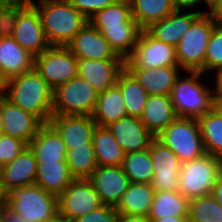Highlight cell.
<instances>
[{
	"label": "cell",
	"mask_w": 222,
	"mask_h": 222,
	"mask_svg": "<svg viewBox=\"0 0 222 222\" xmlns=\"http://www.w3.org/2000/svg\"><path fill=\"white\" fill-rule=\"evenodd\" d=\"M36 8L50 46H67L74 36L89 22L67 0H37Z\"/></svg>",
	"instance_id": "3"
},
{
	"label": "cell",
	"mask_w": 222,
	"mask_h": 222,
	"mask_svg": "<svg viewBox=\"0 0 222 222\" xmlns=\"http://www.w3.org/2000/svg\"><path fill=\"white\" fill-rule=\"evenodd\" d=\"M189 200L179 191H155L148 219L188 217Z\"/></svg>",
	"instance_id": "31"
},
{
	"label": "cell",
	"mask_w": 222,
	"mask_h": 222,
	"mask_svg": "<svg viewBox=\"0 0 222 222\" xmlns=\"http://www.w3.org/2000/svg\"><path fill=\"white\" fill-rule=\"evenodd\" d=\"M214 108L221 114L222 116V100L214 101Z\"/></svg>",
	"instance_id": "51"
},
{
	"label": "cell",
	"mask_w": 222,
	"mask_h": 222,
	"mask_svg": "<svg viewBox=\"0 0 222 222\" xmlns=\"http://www.w3.org/2000/svg\"><path fill=\"white\" fill-rule=\"evenodd\" d=\"M213 72L217 73L215 76L216 80L215 79L212 80L213 82L216 83L214 88L212 89L213 98H214V101L222 100V68Z\"/></svg>",
	"instance_id": "44"
},
{
	"label": "cell",
	"mask_w": 222,
	"mask_h": 222,
	"mask_svg": "<svg viewBox=\"0 0 222 222\" xmlns=\"http://www.w3.org/2000/svg\"><path fill=\"white\" fill-rule=\"evenodd\" d=\"M34 69L52 90L78 76L77 58L65 46H50L36 55Z\"/></svg>",
	"instance_id": "10"
},
{
	"label": "cell",
	"mask_w": 222,
	"mask_h": 222,
	"mask_svg": "<svg viewBox=\"0 0 222 222\" xmlns=\"http://www.w3.org/2000/svg\"><path fill=\"white\" fill-rule=\"evenodd\" d=\"M0 222H31L29 220H24L18 215H14L6 207L0 211Z\"/></svg>",
	"instance_id": "45"
},
{
	"label": "cell",
	"mask_w": 222,
	"mask_h": 222,
	"mask_svg": "<svg viewBox=\"0 0 222 222\" xmlns=\"http://www.w3.org/2000/svg\"><path fill=\"white\" fill-rule=\"evenodd\" d=\"M77 59L105 60L123 58L117 55L101 32L89 22L66 46Z\"/></svg>",
	"instance_id": "20"
},
{
	"label": "cell",
	"mask_w": 222,
	"mask_h": 222,
	"mask_svg": "<svg viewBox=\"0 0 222 222\" xmlns=\"http://www.w3.org/2000/svg\"><path fill=\"white\" fill-rule=\"evenodd\" d=\"M118 214L115 207L102 205L73 222H117Z\"/></svg>",
	"instance_id": "41"
},
{
	"label": "cell",
	"mask_w": 222,
	"mask_h": 222,
	"mask_svg": "<svg viewBox=\"0 0 222 222\" xmlns=\"http://www.w3.org/2000/svg\"><path fill=\"white\" fill-rule=\"evenodd\" d=\"M96 29L101 32L114 52L124 59L132 53L142 30L132 16L123 23V27Z\"/></svg>",
	"instance_id": "30"
},
{
	"label": "cell",
	"mask_w": 222,
	"mask_h": 222,
	"mask_svg": "<svg viewBox=\"0 0 222 222\" xmlns=\"http://www.w3.org/2000/svg\"><path fill=\"white\" fill-rule=\"evenodd\" d=\"M2 127H3V121H2V115L0 112V134L2 133Z\"/></svg>",
	"instance_id": "55"
},
{
	"label": "cell",
	"mask_w": 222,
	"mask_h": 222,
	"mask_svg": "<svg viewBox=\"0 0 222 222\" xmlns=\"http://www.w3.org/2000/svg\"><path fill=\"white\" fill-rule=\"evenodd\" d=\"M124 69V58L77 59L78 76L86 80L98 93L114 86Z\"/></svg>",
	"instance_id": "15"
},
{
	"label": "cell",
	"mask_w": 222,
	"mask_h": 222,
	"mask_svg": "<svg viewBox=\"0 0 222 222\" xmlns=\"http://www.w3.org/2000/svg\"><path fill=\"white\" fill-rule=\"evenodd\" d=\"M188 221L222 222V205L212 194L189 200Z\"/></svg>",
	"instance_id": "38"
},
{
	"label": "cell",
	"mask_w": 222,
	"mask_h": 222,
	"mask_svg": "<svg viewBox=\"0 0 222 222\" xmlns=\"http://www.w3.org/2000/svg\"><path fill=\"white\" fill-rule=\"evenodd\" d=\"M106 127L111 131L125 154L148 149L151 141L155 138L138 117L125 116Z\"/></svg>",
	"instance_id": "21"
},
{
	"label": "cell",
	"mask_w": 222,
	"mask_h": 222,
	"mask_svg": "<svg viewBox=\"0 0 222 222\" xmlns=\"http://www.w3.org/2000/svg\"><path fill=\"white\" fill-rule=\"evenodd\" d=\"M173 6L175 10H188L189 8L192 9L193 7L196 8L198 4H206L205 0H172Z\"/></svg>",
	"instance_id": "43"
},
{
	"label": "cell",
	"mask_w": 222,
	"mask_h": 222,
	"mask_svg": "<svg viewBox=\"0 0 222 222\" xmlns=\"http://www.w3.org/2000/svg\"><path fill=\"white\" fill-rule=\"evenodd\" d=\"M211 194L222 205V174L219 176Z\"/></svg>",
	"instance_id": "47"
},
{
	"label": "cell",
	"mask_w": 222,
	"mask_h": 222,
	"mask_svg": "<svg viewBox=\"0 0 222 222\" xmlns=\"http://www.w3.org/2000/svg\"><path fill=\"white\" fill-rule=\"evenodd\" d=\"M116 85L124 98L127 116L141 118L149 96L145 89L126 68L119 74Z\"/></svg>",
	"instance_id": "32"
},
{
	"label": "cell",
	"mask_w": 222,
	"mask_h": 222,
	"mask_svg": "<svg viewBox=\"0 0 222 222\" xmlns=\"http://www.w3.org/2000/svg\"><path fill=\"white\" fill-rule=\"evenodd\" d=\"M153 222H188V217L169 216L156 219Z\"/></svg>",
	"instance_id": "48"
},
{
	"label": "cell",
	"mask_w": 222,
	"mask_h": 222,
	"mask_svg": "<svg viewBox=\"0 0 222 222\" xmlns=\"http://www.w3.org/2000/svg\"><path fill=\"white\" fill-rule=\"evenodd\" d=\"M0 112L2 115V134L12 136L29 145L44 123L30 112L13 104L4 95L0 96Z\"/></svg>",
	"instance_id": "14"
},
{
	"label": "cell",
	"mask_w": 222,
	"mask_h": 222,
	"mask_svg": "<svg viewBox=\"0 0 222 222\" xmlns=\"http://www.w3.org/2000/svg\"><path fill=\"white\" fill-rule=\"evenodd\" d=\"M103 204L89 179H73L58 196V215L73 222Z\"/></svg>",
	"instance_id": "12"
},
{
	"label": "cell",
	"mask_w": 222,
	"mask_h": 222,
	"mask_svg": "<svg viewBox=\"0 0 222 222\" xmlns=\"http://www.w3.org/2000/svg\"><path fill=\"white\" fill-rule=\"evenodd\" d=\"M34 57L0 26V76L5 82L33 69Z\"/></svg>",
	"instance_id": "17"
},
{
	"label": "cell",
	"mask_w": 222,
	"mask_h": 222,
	"mask_svg": "<svg viewBox=\"0 0 222 222\" xmlns=\"http://www.w3.org/2000/svg\"><path fill=\"white\" fill-rule=\"evenodd\" d=\"M28 146L34 152L37 162L66 161V145L49 123L39 129Z\"/></svg>",
	"instance_id": "25"
},
{
	"label": "cell",
	"mask_w": 222,
	"mask_h": 222,
	"mask_svg": "<svg viewBox=\"0 0 222 222\" xmlns=\"http://www.w3.org/2000/svg\"><path fill=\"white\" fill-rule=\"evenodd\" d=\"M117 222H151L146 216L118 214Z\"/></svg>",
	"instance_id": "46"
},
{
	"label": "cell",
	"mask_w": 222,
	"mask_h": 222,
	"mask_svg": "<svg viewBox=\"0 0 222 222\" xmlns=\"http://www.w3.org/2000/svg\"><path fill=\"white\" fill-rule=\"evenodd\" d=\"M0 26L32 55L50 47L36 8L20 0H0Z\"/></svg>",
	"instance_id": "1"
},
{
	"label": "cell",
	"mask_w": 222,
	"mask_h": 222,
	"mask_svg": "<svg viewBox=\"0 0 222 222\" xmlns=\"http://www.w3.org/2000/svg\"><path fill=\"white\" fill-rule=\"evenodd\" d=\"M37 160L27 146L11 162L0 168V189L6 194L12 188L35 184Z\"/></svg>",
	"instance_id": "19"
},
{
	"label": "cell",
	"mask_w": 222,
	"mask_h": 222,
	"mask_svg": "<svg viewBox=\"0 0 222 222\" xmlns=\"http://www.w3.org/2000/svg\"><path fill=\"white\" fill-rule=\"evenodd\" d=\"M92 144L97 166H122L125 153L107 127L94 128Z\"/></svg>",
	"instance_id": "29"
},
{
	"label": "cell",
	"mask_w": 222,
	"mask_h": 222,
	"mask_svg": "<svg viewBox=\"0 0 222 222\" xmlns=\"http://www.w3.org/2000/svg\"><path fill=\"white\" fill-rule=\"evenodd\" d=\"M163 66H179L176 48L141 30L135 48L125 59V68L155 69Z\"/></svg>",
	"instance_id": "11"
},
{
	"label": "cell",
	"mask_w": 222,
	"mask_h": 222,
	"mask_svg": "<svg viewBox=\"0 0 222 222\" xmlns=\"http://www.w3.org/2000/svg\"><path fill=\"white\" fill-rule=\"evenodd\" d=\"M5 207V194L0 189V211Z\"/></svg>",
	"instance_id": "52"
},
{
	"label": "cell",
	"mask_w": 222,
	"mask_h": 222,
	"mask_svg": "<svg viewBox=\"0 0 222 222\" xmlns=\"http://www.w3.org/2000/svg\"><path fill=\"white\" fill-rule=\"evenodd\" d=\"M217 23L211 13L201 15L181 38L176 46V57L182 70L202 72L204 76L206 48Z\"/></svg>",
	"instance_id": "7"
},
{
	"label": "cell",
	"mask_w": 222,
	"mask_h": 222,
	"mask_svg": "<svg viewBox=\"0 0 222 222\" xmlns=\"http://www.w3.org/2000/svg\"><path fill=\"white\" fill-rule=\"evenodd\" d=\"M177 117L170 95H149L141 121L156 137Z\"/></svg>",
	"instance_id": "24"
},
{
	"label": "cell",
	"mask_w": 222,
	"mask_h": 222,
	"mask_svg": "<svg viewBox=\"0 0 222 222\" xmlns=\"http://www.w3.org/2000/svg\"><path fill=\"white\" fill-rule=\"evenodd\" d=\"M131 16L129 0H118L116 3L108 5L106 8L95 13L88 20L95 28H115L123 27V23Z\"/></svg>",
	"instance_id": "37"
},
{
	"label": "cell",
	"mask_w": 222,
	"mask_h": 222,
	"mask_svg": "<svg viewBox=\"0 0 222 222\" xmlns=\"http://www.w3.org/2000/svg\"><path fill=\"white\" fill-rule=\"evenodd\" d=\"M206 8L209 7L208 11L211 13L212 9L221 1V0H205Z\"/></svg>",
	"instance_id": "50"
},
{
	"label": "cell",
	"mask_w": 222,
	"mask_h": 222,
	"mask_svg": "<svg viewBox=\"0 0 222 222\" xmlns=\"http://www.w3.org/2000/svg\"><path fill=\"white\" fill-rule=\"evenodd\" d=\"M132 17L145 30L175 11L172 0H129Z\"/></svg>",
	"instance_id": "33"
},
{
	"label": "cell",
	"mask_w": 222,
	"mask_h": 222,
	"mask_svg": "<svg viewBox=\"0 0 222 222\" xmlns=\"http://www.w3.org/2000/svg\"><path fill=\"white\" fill-rule=\"evenodd\" d=\"M5 207L31 222H46L58 215V196L36 184L12 188L5 194Z\"/></svg>",
	"instance_id": "5"
},
{
	"label": "cell",
	"mask_w": 222,
	"mask_h": 222,
	"mask_svg": "<svg viewBox=\"0 0 222 222\" xmlns=\"http://www.w3.org/2000/svg\"><path fill=\"white\" fill-rule=\"evenodd\" d=\"M154 192L151 183L130 182L115 209L119 214L148 217Z\"/></svg>",
	"instance_id": "27"
},
{
	"label": "cell",
	"mask_w": 222,
	"mask_h": 222,
	"mask_svg": "<svg viewBox=\"0 0 222 222\" xmlns=\"http://www.w3.org/2000/svg\"><path fill=\"white\" fill-rule=\"evenodd\" d=\"M205 153L222 158V116L213 108L197 119Z\"/></svg>",
	"instance_id": "34"
},
{
	"label": "cell",
	"mask_w": 222,
	"mask_h": 222,
	"mask_svg": "<svg viewBox=\"0 0 222 222\" xmlns=\"http://www.w3.org/2000/svg\"><path fill=\"white\" fill-rule=\"evenodd\" d=\"M153 162L151 185L155 191H178L181 161L176 154L156 137L149 145Z\"/></svg>",
	"instance_id": "13"
},
{
	"label": "cell",
	"mask_w": 222,
	"mask_h": 222,
	"mask_svg": "<svg viewBox=\"0 0 222 222\" xmlns=\"http://www.w3.org/2000/svg\"><path fill=\"white\" fill-rule=\"evenodd\" d=\"M222 174V158L205 153L181 162L178 191L188 200L211 194Z\"/></svg>",
	"instance_id": "6"
},
{
	"label": "cell",
	"mask_w": 222,
	"mask_h": 222,
	"mask_svg": "<svg viewBox=\"0 0 222 222\" xmlns=\"http://www.w3.org/2000/svg\"><path fill=\"white\" fill-rule=\"evenodd\" d=\"M222 68V23L218 22L210 35L204 63V74Z\"/></svg>",
	"instance_id": "39"
},
{
	"label": "cell",
	"mask_w": 222,
	"mask_h": 222,
	"mask_svg": "<svg viewBox=\"0 0 222 222\" xmlns=\"http://www.w3.org/2000/svg\"><path fill=\"white\" fill-rule=\"evenodd\" d=\"M88 179L102 204L112 207L117 206L130 184L122 166H97Z\"/></svg>",
	"instance_id": "16"
},
{
	"label": "cell",
	"mask_w": 222,
	"mask_h": 222,
	"mask_svg": "<svg viewBox=\"0 0 222 222\" xmlns=\"http://www.w3.org/2000/svg\"><path fill=\"white\" fill-rule=\"evenodd\" d=\"M172 88L170 97L178 117L198 119L214 108L212 88L202 82V72H184ZM201 79V80H200Z\"/></svg>",
	"instance_id": "4"
},
{
	"label": "cell",
	"mask_w": 222,
	"mask_h": 222,
	"mask_svg": "<svg viewBox=\"0 0 222 222\" xmlns=\"http://www.w3.org/2000/svg\"><path fill=\"white\" fill-rule=\"evenodd\" d=\"M125 116H127V112L124 98L116 84L98 94L96 105L91 115L96 126L106 127Z\"/></svg>",
	"instance_id": "26"
},
{
	"label": "cell",
	"mask_w": 222,
	"mask_h": 222,
	"mask_svg": "<svg viewBox=\"0 0 222 222\" xmlns=\"http://www.w3.org/2000/svg\"><path fill=\"white\" fill-rule=\"evenodd\" d=\"M211 14L222 23V0L212 9Z\"/></svg>",
	"instance_id": "49"
},
{
	"label": "cell",
	"mask_w": 222,
	"mask_h": 222,
	"mask_svg": "<svg viewBox=\"0 0 222 222\" xmlns=\"http://www.w3.org/2000/svg\"><path fill=\"white\" fill-rule=\"evenodd\" d=\"M4 96L44 124L53 116V90L34 68L6 81Z\"/></svg>",
	"instance_id": "2"
},
{
	"label": "cell",
	"mask_w": 222,
	"mask_h": 222,
	"mask_svg": "<svg viewBox=\"0 0 222 222\" xmlns=\"http://www.w3.org/2000/svg\"><path fill=\"white\" fill-rule=\"evenodd\" d=\"M145 89L148 95H170L181 71L179 66L155 69L126 68Z\"/></svg>",
	"instance_id": "23"
},
{
	"label": "cell",
	"mask_w": 222,
	"mask_h": 222,
	"mask_svg": "<svg viewBox=\"0 0 222 222\" xmlns=\"http://www.w3.org/2000/svg\"><path fill=\"white\" fill-rule=\"evenodd\" d=\"M66 163L74 179H88L97 167L93 144L67 150Z\"/></svg>",
	"instance_id": "35"
},
{
	"label": "cell",
	"mask_w": 222,
	"mask_h": 222,
	"mask_svg": "<svg viewBox=\"0 0 222 222\" xmlns=\"http://www.w3.org/2000/svg\"><path fill=\"white\" fill-rule=\"evenodd\" d=\"M73 179L66 161L37 162L35 184L47 192L59 196Z\"/></svg>",
	"instance_id": "28"
},
{
	"label": "cell",
	"mask_w": 222,
	"mask_h": 222,
	"mask_svg": "<svg viewBox=\"0 0 222 222\" xmlns=\"http://www.w3.org/2000/svg\"><path fill=\"white\" fill-rule=\"evenodd\" d=\"M5 91V81L0 76V95H4Z\"/></svg>",
	"instance_id": "54"
},
{
	"label": "cell",
	"mask_w": 222,
	"mask_h": 222,
	"mask_svg": "<svg viewBox=\"0 0 222 222\" xmlns=\"http://www.w3.org/2000/svg\"><path fill=\"white\" fill-rule=\"evenodd\" d=\"M46 222H69V221L57 215L54 219L46 221Z\"/></svg>",
	"instance_id": "53"
},
{
	"label": "cell",
	"mask_w": 222,
	"mask_h": 222,
	"mask_svg": "<svg viewBox=\"0 0 222 222\" xmlns=\"http://www.w3.org/2000/svg\"><path fill=\"white\" fill-rule=\"evenodd\" d=\"M156 138L169 147L181 162L205 154L197 119L177 117Z\"/></svg>",
	"instance_id": "8"
},
{
	"label": "cell",
	"mask_w": 222,
	"mask_h": 222,
	"mask_svg": "<svg viewBox=\"0 0 222 222\" xmlns=\"http://www.w3.org/2000/svg\"><path fill=\"white\" fill-rule=\"evenodd\" d=\"M87 19L118 0H67Z\"/></svg>",
	"instance_id": "42"
},
{
	"label": "cell",
	"mask_w": 222,
	"mask_h": 222,
	"mask_svg": "<svg viewBox=\"0 0 222 222\" xmlns=\"http://www.w3.org/2000/svg\"><path fill=\"white\" fill-rule=\"evenodd\" d=\"M28 145L15 137L0 134V168L11 162Z\"/></svg>",
	"instance_id": "40"
},
{
	"label": "cell",
	"mask_w": 222,
	"mask_h": 222,
	"mask_svg": "<svg viewBox=\"0 0 222 222\" xmlns=\"http://www.w3.org/2000/svg\"><path fill=\"white\" fill-rule=\"evenodd\" d=\"M191 11L183 13L182 10H175L164 19L152 23L145 30L155 39L176 48L191 25L201 15L209 14L207 10L204 12L199 10Z\"/></svg>",
	"instance_id": "22"
},
{
	"label": "cell",
	"mask_w": 222,
	"mask_h": 222,
	"mask_svg": "<svg viewBox=\"0 0 222 222\" xmlns=\"http://www.w3.org/2000/svg\"><path fill=\"white\" fill-rule=\"evenodd\" d=\"M122 168L130 182L151 183L153 178V162L149 148L143 151L126 153Z\"/></svg>",
	"instance_id": "36"
},
{
	"label": "cell",
	"mask_w": 222,
	"mask_h": 222,
	"mask_svg": "<svg viewBox=\"0 0 222 222\" xmlns=\"http://www.w3.org/2000/svg\"><path fill=\"white\" fill-rule=\"evenodd\" d=\"M20 1L27 2V3H31V2H33L34 0H20Z\"/></svg>",
	"instance_id": "56"
},
{
	"label": "cell",
	"mask_w": 222,
	"mask_h": 222,
	"mask_svg": "<svg viewBox=\"0 0 222 222\" xmlns=\"http://www.w3.org/2000/svg\"><path fill=\"white\" fill-rule=\"evenodd\" d=\"M98 92L84 79L77 76L53 90V115L91 116Z\"/></svg>",
	"instance_id": "9"
},
{
	"label": "cell",
	"mask_w": 222,
	"mask_h": 222,
	"mask_svg": "<svg viewBox=\"0 0 222 222\" xmlns=\"http://www.w3.org/2000/svg\"><path fill=\"white\" fill-rule=\"evenodd\" d=\"M49 124L58 132L67 150L92 144L96 124L89 115H53Z\"/></svg>",
	"instance_id": "18"
}]
</instances>
